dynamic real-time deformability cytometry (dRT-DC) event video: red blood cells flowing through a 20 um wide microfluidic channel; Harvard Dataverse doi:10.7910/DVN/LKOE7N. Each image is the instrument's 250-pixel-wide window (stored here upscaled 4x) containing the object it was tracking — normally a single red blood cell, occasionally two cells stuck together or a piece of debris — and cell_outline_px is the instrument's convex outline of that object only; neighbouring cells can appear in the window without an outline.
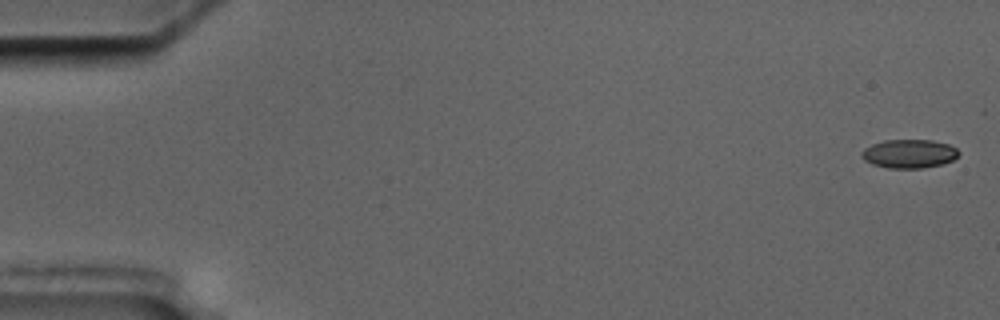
{"species": "common noctule bat (a hibernating species)", "species_latin": "Nyctalus noctula", "temperature_condition": "cold", "stored_images_in_passage": 5, "camera_frame_rate_fps": 3000, "um_per_image_px": 0.085, "animal": {"sex": "male", "body_mass_g": 17.5, "forearm_length_mm": 52.3}, "frame": {"image": 1, "passage_image": 1, "time_ms": 0.0, "image_size_px": [1000, 320], "cell_outline_px": [[960, 152], [952, 160], [940, 164], [920, 168], [888, 168], [872, 164], [864, 160], [860, 156], [860, 152], [864, 148], [872, 144], [884, 140], [932, 140], [948, 144], [956, 148]], "centroid_in_image_um": [77.23, 13.06], "position_along_channel_um": 7.8, "area_um2": 16.18}}
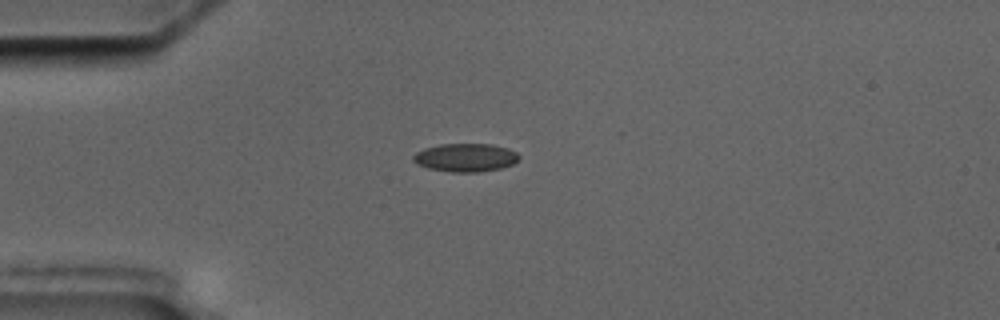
{"frame": {"image": 2, "passage_image": 5, "time_ms": 4.667, "image_size_px": [1000, 320], "cell_outline_px": [[520, 160], [512, 164], [500, 168], [480, 172], [452, 172], [428, 168], [416, 164], [412, 160], [412, 156], [416, 152], [424, 148], [440, 144], [492, 144], [508, 148], [516, 152], [520, 156]], "centroid_in_image_um": [39.56, 13.39], "position_along_channel_um": 45.4, "area_um2": 17.57}}